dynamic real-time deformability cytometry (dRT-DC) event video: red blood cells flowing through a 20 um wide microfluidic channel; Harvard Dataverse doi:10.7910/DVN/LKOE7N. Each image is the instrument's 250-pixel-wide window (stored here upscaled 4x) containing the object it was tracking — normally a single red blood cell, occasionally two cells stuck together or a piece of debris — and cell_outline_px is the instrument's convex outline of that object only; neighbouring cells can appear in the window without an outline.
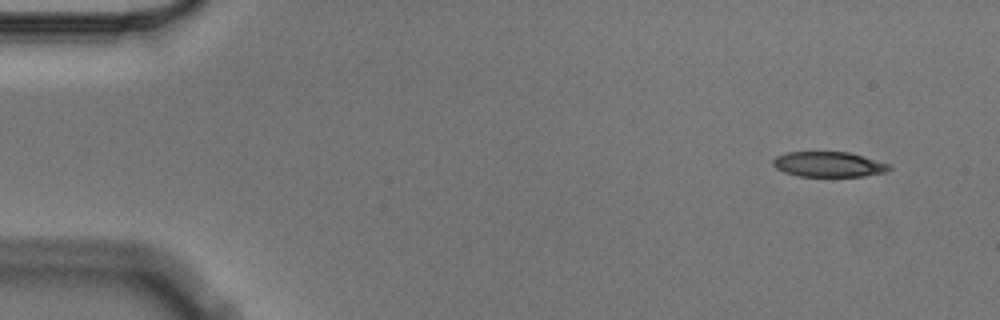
{"species": "Egyptian fruit bat (a non-hibernating species)", "species_latin": "Rousettus aegyptiacus", "temperature_condition": "cold", "stored_images_in_passage": 5, "camera_frame_rate_fps": 3000, "um_per_image_px": 0.085, "animal": {"sex": "male"}, "frame": {"image": 1, "passage_image": 1, "time_ms": 0.0, "image_size_px": [1000, 320], "cell_outline_px": [[892, 168], [884, 172], [864, 176], [800, 176], [784, 172], [776, 168], [772, 164], [772, 160], [776, 156], [788, 152], [848, 152], [888, 164]], "centroid_in_image_um": [70.39, 13.97], "position_along_channel_um": 14.6, "area_um2": 16.82}}
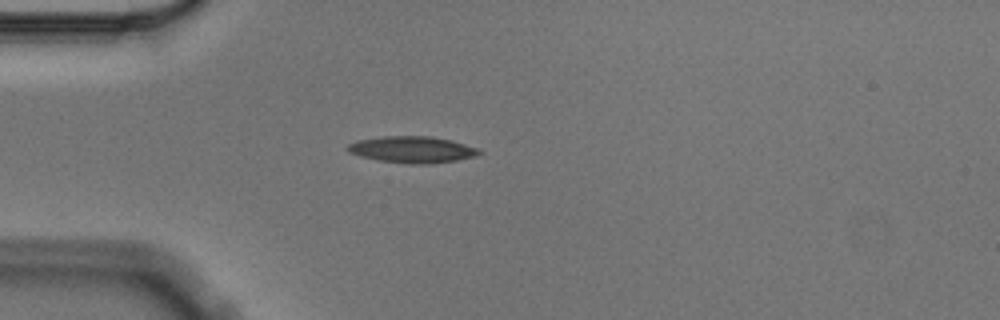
{"frame": {"image": 2, "passage_image": 4, "time_ms": 1.0, "image_size_px": [1000, 320], "cell_outline_px": [[484, 152], [476, 156], [456, 160], [428, 164], [412, 164], [380, 160], [360, 156], [348, 152], [344, 148], [348, 144], [356, 140], [384, 136], [432, 136], [452, 140], [480, 148]], "centroid_in_image_um": [35.06, 12.7], "position_along_channel_um": 49.9, "area_um2": 20.52}}